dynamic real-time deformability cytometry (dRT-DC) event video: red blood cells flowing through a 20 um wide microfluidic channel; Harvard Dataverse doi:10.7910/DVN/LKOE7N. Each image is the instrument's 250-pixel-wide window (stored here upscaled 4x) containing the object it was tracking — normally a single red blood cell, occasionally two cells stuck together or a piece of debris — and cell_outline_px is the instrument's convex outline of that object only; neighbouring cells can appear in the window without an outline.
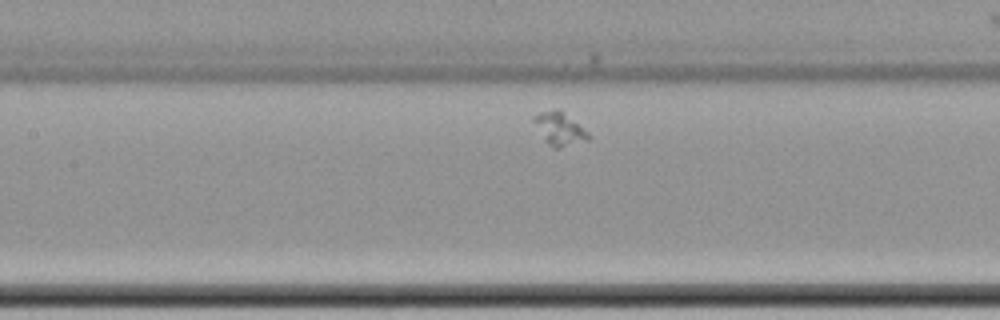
{"species": "common noctule bat (a hibernating species)", "species_latin": "Nyctalus noctula", "temperature_condition": "cold", "stored_images_in_passage": 35, "camera_frame_rate_fps": 3000, "um_per_image_px": 0.085, "animal": {"sex": "female", "body_mass_g": 22.7, "forearm_length_mm": 54.2}, "frame": {"image": 1, "passage_image": 12, "time_ms": 3.667, "image_size_px": [1000, 320], "cell_outline_px": [[592, 140], [560, 148], [552, 148], [544, 140], [532, 120], [532, 116], [540, 112], [552, 108], [560, 108], [588, 132], [592, 136]], "centroid_in_image_um": [47.58, 10.94], "position_along_channel_um": 159.8, "area_um2": 10.92}}